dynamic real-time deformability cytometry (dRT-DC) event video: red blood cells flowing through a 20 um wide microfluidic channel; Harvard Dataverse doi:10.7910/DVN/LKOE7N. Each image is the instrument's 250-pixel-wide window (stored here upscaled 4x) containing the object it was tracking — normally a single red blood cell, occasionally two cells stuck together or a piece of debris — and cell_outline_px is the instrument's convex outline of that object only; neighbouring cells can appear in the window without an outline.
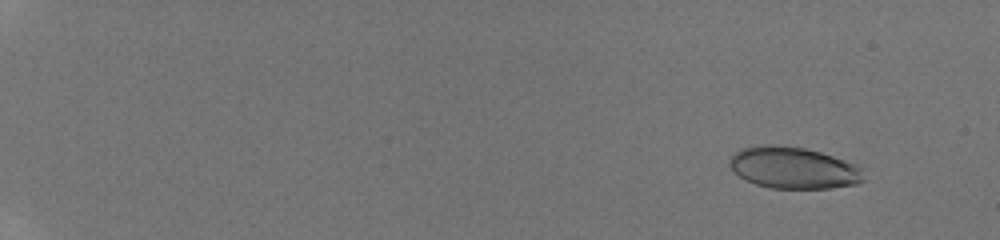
{"species": "human", "species_latin": "Homo sapiens", "temperature_condition": "room temperature", "stored_images_in_passage": 26, "camera_frame_rate_fps": 3000, "um_per_image_px": 0.085, "donor": {"sex": "male"}, "frame": {"image": 1, "passage_image": 5, "time_ms": 1.667, "image_size_px": [1000, 240], "cell_outline_px": [[864, 180], [856, 184], [832, 188], [768, 188], [756, 184], [740, 176], [728, 164], [728, 160], [732, 152], [756, 144], [776, 144], [804, 148], [820, 152], [856, 164], [860, 168]], "centroid_in_image_um": [67.4, 14.25], "position_along_channel_um": 17.6, "area_um2": 32.6}}
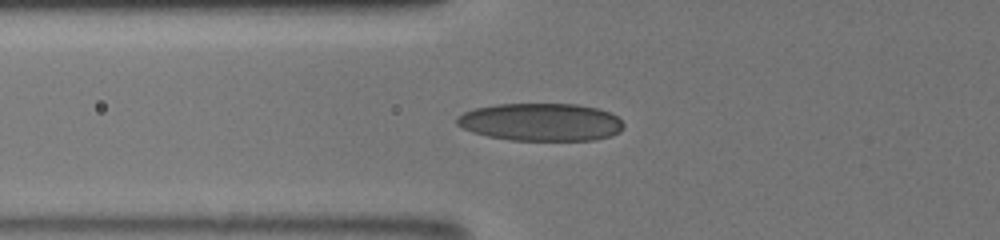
{"frame": {"image": 2, "passage_image": 20, "time_ms": 7.667, "image_size_px": [1000, 240], "cell_outline_px": [[624, 128], [620, 132], [612, 136], [592, 140], [508, 140], [488, 136], [472, 132], [456, 124], [456, 116], [464, 112], [476, 108], [496, 104], [576, 104], [596, 108], [608, 112], [616, 116], [624, 124]], "centroid_in_image_um": [45.97, 10.38], "position_along_channel_um": 79.8, "area_um2": 36.7}}
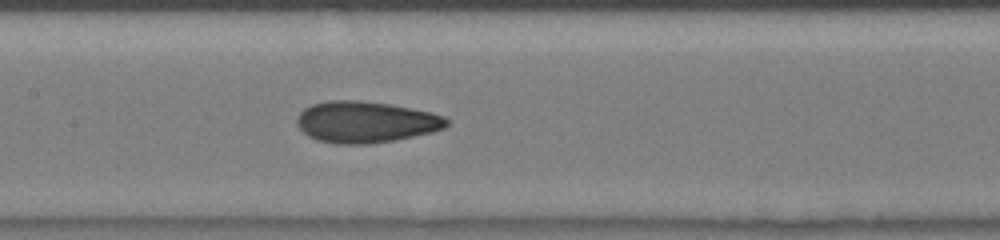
{"frame": {"image": 3, "passage_image": 26, "time_ms": 10.0, "image_size_px": [1000, 240], "cell_outline_px": [[448, 124], [444, 128], [432, 132], [396, 140], [368, 144], [336, 144], [316, 140], [308, 136], [296, 124], [296, 116], [304, 108], [312, 104], [328, 100], [360, 100], [392, 104], [428, 112], [444, 116], [448, 120]], "centroid_in_image_um": [31.05, 10.37], "position_along_channel_um": 176.4, "area_um2": 36.3}}